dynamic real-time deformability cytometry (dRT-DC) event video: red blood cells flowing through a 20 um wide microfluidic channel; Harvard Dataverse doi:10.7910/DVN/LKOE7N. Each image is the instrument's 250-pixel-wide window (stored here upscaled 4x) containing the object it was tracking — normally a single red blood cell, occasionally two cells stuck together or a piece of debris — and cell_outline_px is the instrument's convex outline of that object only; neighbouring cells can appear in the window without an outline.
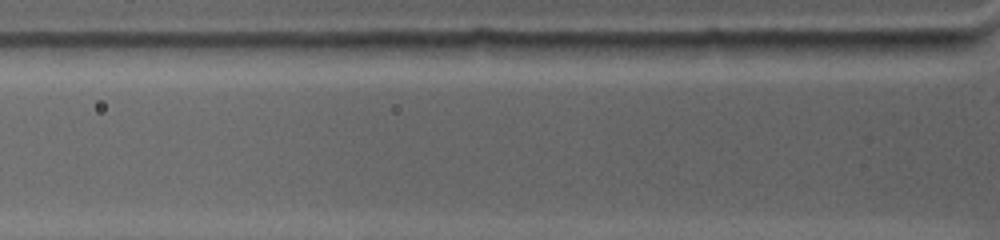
{"species": "common noctule bat (a hibernating species)", "species_latin": "Nyctalus noctula", "temperature_condition": "warm", "stored_images_in_passage": 3, "camera_frame_rate_fps": 4500, "um_per_image_px": 0.085, "animal": {"sex": "female", "body_mass_g": 19.0, "forearm_length_mm": 53.3}, "frame": {"image": 1, "passage_image": 3, "time_ms": 0.667, "image_size_px": [1000, 240], "cell_outline_px": [[964, 48], [920, 56], [892, 56], [848, 52], [848, 40], [952, 40], [960, 44]], "centroid_in_image_um": [76.68, 4.01], "position_along_channel_um": 49.1, "area_um2": 11.21}}